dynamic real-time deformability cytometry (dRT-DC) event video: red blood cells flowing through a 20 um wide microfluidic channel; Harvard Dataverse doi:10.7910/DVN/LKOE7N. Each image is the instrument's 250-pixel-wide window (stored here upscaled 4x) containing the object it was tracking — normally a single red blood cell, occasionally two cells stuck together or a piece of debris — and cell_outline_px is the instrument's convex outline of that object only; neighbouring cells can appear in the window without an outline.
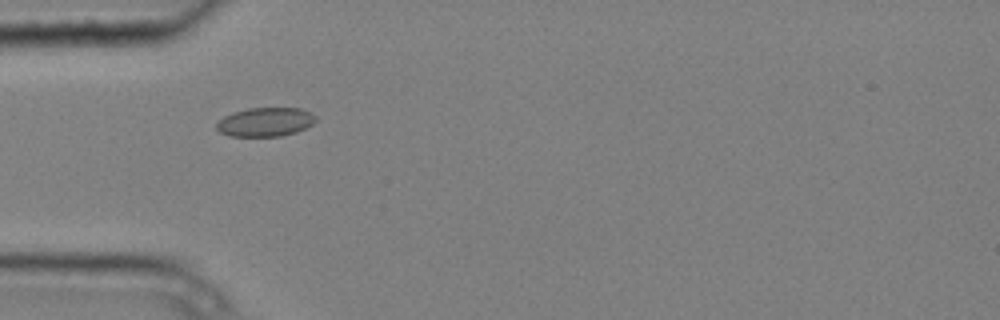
{"species": "common noctule bat (a hibernating species)", "species_latin": "Nyctalus noctula", "temperature_condition": "cold", "stored_images_in_passage": 5, "camera_frame_rate_fps": 3000, "um_per_image_px": 0.085, "animal": {"sex": "male", "body_mass_g": 20.4}, "frame": {"image": 1, "passage_image": 4, "time_ms": 1.0, "image_size_px": [1000, 320], "cell_outline_px": [[316, 120], [312, 124], [296, 132], [280, 136], [228, 136], [220, 132], [216, 128], [216, 124], [224, 116], [232, 112], [248, 108], [300, 108], [312, 112], [316, 116]], "centroid_in_image_um": [22.55, 10.36], "position_along_channel_um": 62.4, "area_um2": 16.76}}
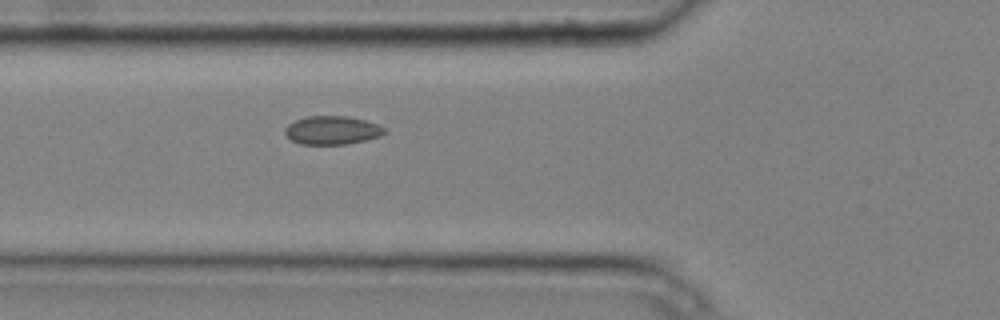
{"frame": {"image": 2, "passage_image": 5, "time_ms": 1.333, "image_size_px": [1000, 320], "cell_outline_px": [[388, 132], [380, 136], [348, 144], [300, 144], [292, 140], [284, 132], [284, 128], [288, 124], [296, 120], [308, 116], [348, 116], [364, 120], [376, 124], [384, 128]], "centroid_in_image_um": [28.23, 11.07], "position_along_channel_um": 97.6, "area_um2": 16.42}}